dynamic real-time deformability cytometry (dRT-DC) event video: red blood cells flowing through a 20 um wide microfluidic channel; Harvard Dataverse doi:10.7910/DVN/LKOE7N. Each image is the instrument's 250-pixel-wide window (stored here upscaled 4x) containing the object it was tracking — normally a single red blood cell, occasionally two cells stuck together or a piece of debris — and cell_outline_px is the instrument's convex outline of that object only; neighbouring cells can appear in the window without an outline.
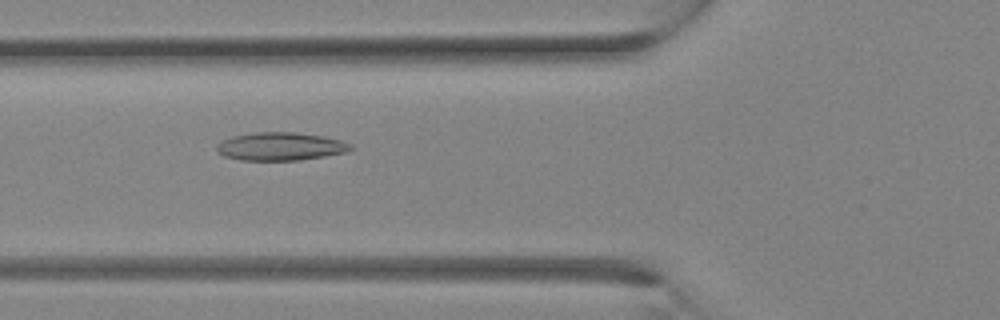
{"species": "Egyptian fruit bat (a non-hibernating species)", "species_latin": "Rousettus aegyptiacus", "temperature_condition": "room temperature", "stored_images_in_passage": 27, "camera_frame_rate_fps": 3000, "um_per_image_px": 0.085, "animal": {"sex": "female"}, "frame": {"image": 1, "passage_image": 7, "time_ms": 2.0, "image_size_px": [1000, 320], "cell_outline_px": [[352, 148], [344, 152], [324, 156], [300, 160], [240, 160], [224, 156], [216, 152], [216, 144], [232, 136], [256, 132], [296, 132], [324, 136], [340, 140], [352, 144]], "centroid_in_image_um": [23.81, 12.44], "position_along_channel_um": 102.0, "area_um2": 21.91}}
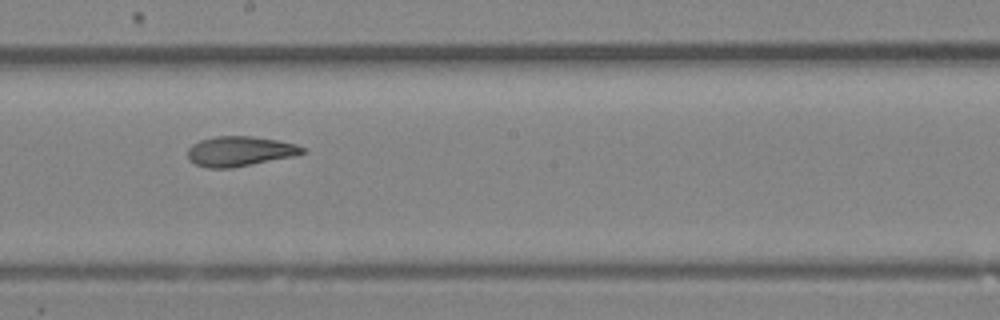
{"frame": {"image": 2, "passage_image": 13, "time_ms": 4.0, "image_size_px": [1000, 320], "cell_outline_px": [[308, 152], [296, 156], [232, 168], [208, 168], [196, 164], [188, 160], [188, 148], [192, 144], [200, 140], [216, 136], [252, 136], [276, 140], [296, 144], [308, 148]], "centroid_in_image_um": [20.43, 12.86], "position_along_channel_um": 227.8, "area_um2": 20.29}}
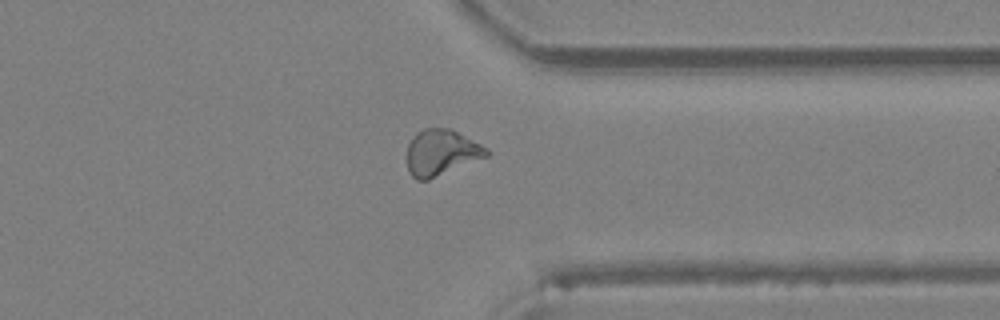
{"frame": {"image": 3, "passage_image": 20, "time_ms": 6.333, "image_size_px": [1000, 320], "cell_outline_px": [[488, 156], [428, 180], [416, 180], [408, 172], [408, 144], [412, 136], [416, 132], [424, 128], [452, 128], [488, 148]], "centroid_in_image_um": [37.5, 12.95], "position_along_channel_um": 373.9, "area_um2": 21.39}}